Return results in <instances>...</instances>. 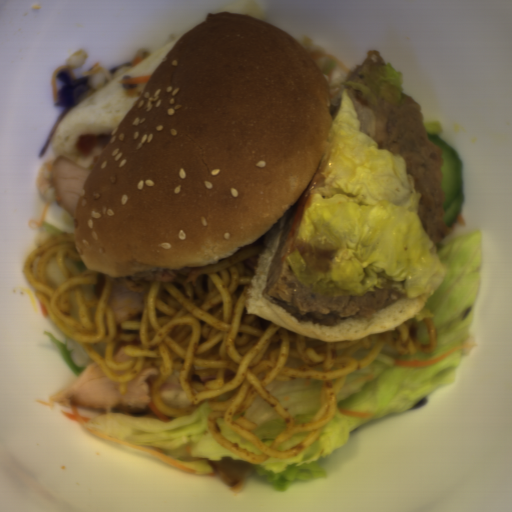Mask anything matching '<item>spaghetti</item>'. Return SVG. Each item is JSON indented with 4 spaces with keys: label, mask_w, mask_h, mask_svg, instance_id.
<instances>
[{
    "label": "spaghetti",
    "mask_w": 512,
    "mask_h": 512,
    "mask_svg": "<svg viewBox=\"0 0 512 512\" xmlns=\"http://www.w3.org/2000/svg\"><path fill=\"white\" fill-rule=\"evenodd\" d=\"M269 232L219 263L144 272L143 307L133 321L124 323L116 322L108 305L115 277L85 266L73 230L33 249L22 265L56 326L78 342L106 378L119 384L120 395L126 394L127 381L142 373L150 360L157 374L147 379L149 401L170 418L205 406L211 410V433L254 466L268 457L284 461L302 453L334 415L345 381L384 352L415 356L436 345L434 317L417 320L414 315L395 331L322 342L247 314V289ZM307 378L319 380L322 400L309 420L297 423L267 384ZM256 395L286 424L270 445L251 434L256 424L243 417ZM217 418L224 419L259 456L222 435ZM306 430L301 445L275 451L277 444Z\"/></svg>",
    "instance_id": "1"
}]
</instances>
